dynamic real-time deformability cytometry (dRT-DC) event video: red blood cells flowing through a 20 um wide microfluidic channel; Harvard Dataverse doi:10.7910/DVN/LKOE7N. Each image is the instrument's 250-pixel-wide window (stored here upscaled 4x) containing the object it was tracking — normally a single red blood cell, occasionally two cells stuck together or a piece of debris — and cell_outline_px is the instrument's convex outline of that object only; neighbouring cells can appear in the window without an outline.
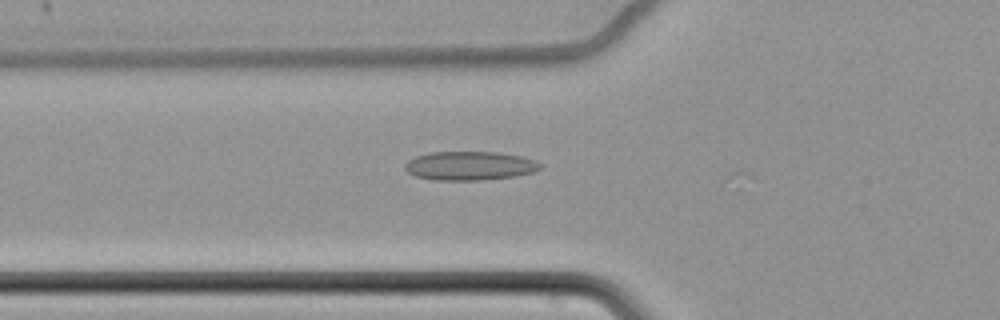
{"species": "common noctule bat (a hibernating species)", "species_latin": "Nyctalus noctula", "temperature_condition": "cold", "stored_images_in_passage": 20, "camera_frame_rate_fps": 3000, "um_per_image_px": 0.085, "animal": {"sex": "female", "body_mass_g": 22.7, "forearm_length_mm": 54.2}, "frame": {"image": 1, "passage_image": 12, "time_ms": 3.667, "image_size_px": [1000, 320], "cell_outline_px": [[540, 168], [532, 172], [516, 176], [480, 180], [432, 180], [416, 176], [408, 172], [404, 168], [404, 164], [408, 160], [416, 156], [432, 152], [496, 152], [520, 156], [536, 160], [540, 164]], "centroid_in_image_um": [39.9, 14.09], "position_along_channel_um": 85.9, "area_um2": 22.66}}
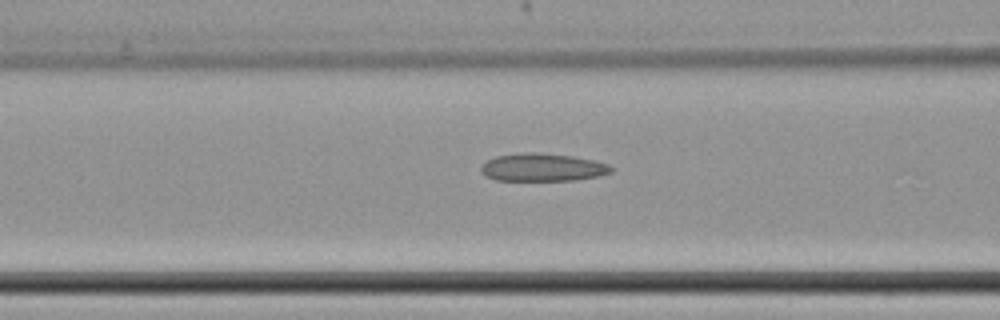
{"frame": {"image": 2, "passage_image": 15, "time_ms": 4.667, "image_size_px": [1000, 320], "cell_outline_px": [[616, 168], [612, 172], [600, 176], [576, 180], [496, 180], [484, 176], [480, 172], [480, 168], [488, 160], [496, 156], [528, 152], [540, 152], [572, 156], [596, 160], [608, 164]], "centroid_in_image_um": [46.17, 14.23], "position_along_channel_um": 120.4, "area_um2": 21.33}}
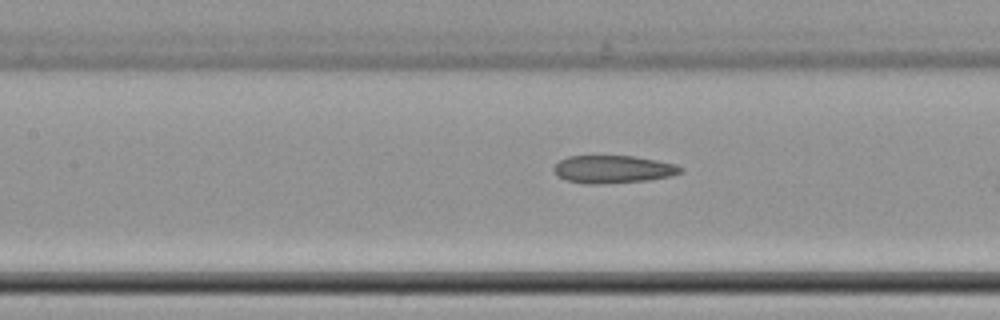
{"frame": {"image": 3, "passage_image": 18, "time_ms": 5.667, "image_size_px": [1000, 320], "cell_outline_px": [[684, 172], [668, 176], [648, 180], [596, 184], [584, 184], [568, 180], [556, 176], [552, 168], [560, 160], [568, 156], [632, 156], [656, 160], [676, 164], [684, 168]], "centroid_in_image_um": [52.1, 14.39], "position_along_channel_um": 155.3, "area_um2": 20.46}}